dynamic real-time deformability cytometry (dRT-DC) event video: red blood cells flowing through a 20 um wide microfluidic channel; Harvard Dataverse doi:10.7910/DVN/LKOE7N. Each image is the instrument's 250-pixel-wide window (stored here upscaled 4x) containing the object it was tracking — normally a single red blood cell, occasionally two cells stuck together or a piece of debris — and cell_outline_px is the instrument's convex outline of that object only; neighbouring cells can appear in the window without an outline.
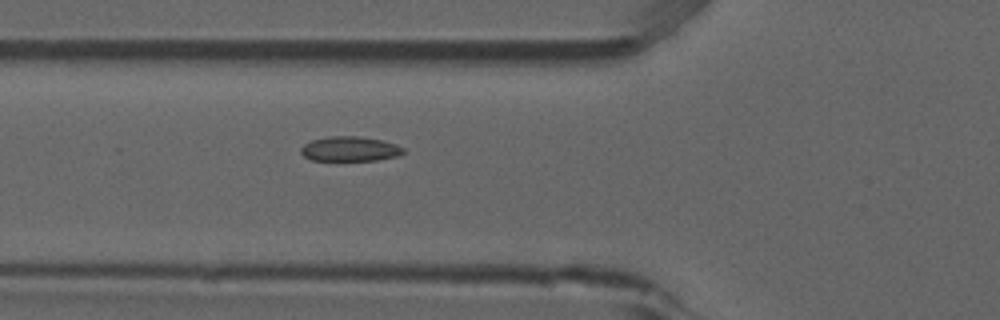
{"species": "common noctule bat (a hibernating species)", "species_latin": "Nyctalus noctula", "temperature_condition": "room temperature", "stored_images_in_passage": 7, "segment_of_instrument_passage": [1, 2], "camera_frame_rate_fps": 3000, "um_per_image_px": 0.085, "animal": {"sex": "male", "forearm_length_mm": 52.5}, "frame": {"image": 1, "passage_image": 6, "time_ms": 1.667, "image_size_px": [1000, 320], "cell_outline_px": [[404, 152], [400, 156], [376, 160], [312, 160], [304, 156], [300, 152], [300, 148], [304, 144], [312, 140], [328, 136], [356, 136], [380, 140], [396, 144], [404, 148]], "centroid_in_image_um": [29.74, 12.66], "position_along_channel_um": 96.1, "area_um2": 14.74}}